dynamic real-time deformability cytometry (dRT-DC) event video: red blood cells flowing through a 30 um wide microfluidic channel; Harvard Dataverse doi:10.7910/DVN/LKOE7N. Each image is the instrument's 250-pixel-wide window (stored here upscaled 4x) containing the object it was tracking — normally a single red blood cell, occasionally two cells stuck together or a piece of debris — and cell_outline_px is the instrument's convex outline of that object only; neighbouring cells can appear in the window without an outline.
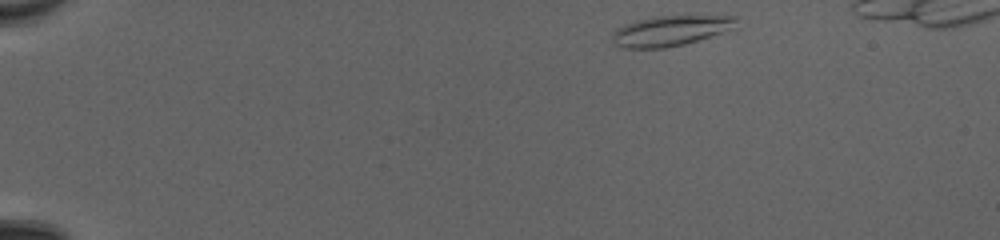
{"species": "common noctule bat (a hibernating species)", "species_latin": "Nyctalus noctula", "temperature_condition": "cold", "stored_images_in_passage": 43, "camera_frame_rate_fps": 3000, "um_per_image_px": 0.085, "animal": {"sex": "female", "body_mass_g": 20.0, "forearm_length_mm": 54.0}, "frame": {"image": 1, "passage_image": 1, "time_ms": 0.0, "image_size_px": [1000, 240], "cell_outline_px": [[736, 28], [684, 44], [664, 48], [624, 48], [616, 44], [612, 40], [612, 36], [616, 28], [624, 24], [656, 16], [736, 16]], "centroid_in_image_um": [56.99, 2.61], "position_along_channel_um": 28.0, "area_um2": 21.62}}
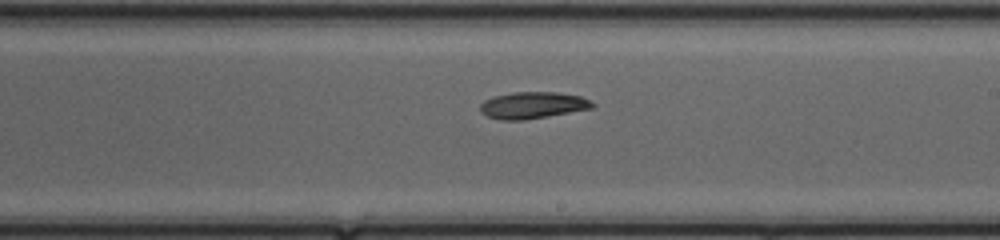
{"frame": {"image": 2, "passage_image": 24, "time_ms": 7.667, "image_size_px": [1000, 240], "cell_outline_px": [[596, 108], [524, 120], [500, 120], [488, 116], [480, 112], [480, 104], [484, 100], [492, 96], [512, 92], [556, 92], [580, 96], [596, 104]], "centroid_in_image_um": [45.28, 8.94], "position_along_channel_um": 243.7, "area_um2": 17.63}}
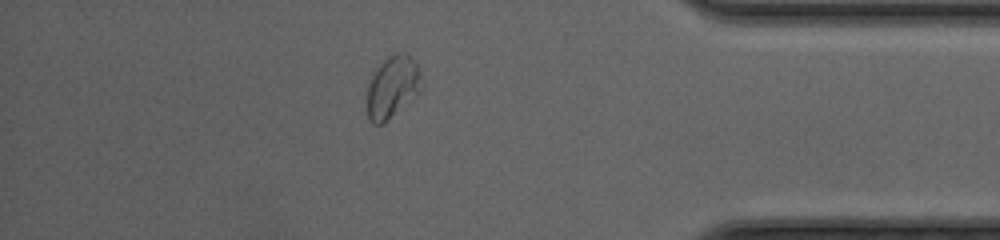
{"frame": {"image": 3, "passage_image": 37, "time_ms": 12.0, "image_size_px": [1000, 240], "cell_outline_px": [[424, 84], [420, 92], [384, 124], [372, 124], [368, 120], [368, 80], [372, 72], [388, 56], [396, 52], [404, 52], [416, 64], [420, 72]], "centroid_in_image_um": [33.36, 7.4], "position_along_channel_um": 401.8, "area_um2": 19.94}}